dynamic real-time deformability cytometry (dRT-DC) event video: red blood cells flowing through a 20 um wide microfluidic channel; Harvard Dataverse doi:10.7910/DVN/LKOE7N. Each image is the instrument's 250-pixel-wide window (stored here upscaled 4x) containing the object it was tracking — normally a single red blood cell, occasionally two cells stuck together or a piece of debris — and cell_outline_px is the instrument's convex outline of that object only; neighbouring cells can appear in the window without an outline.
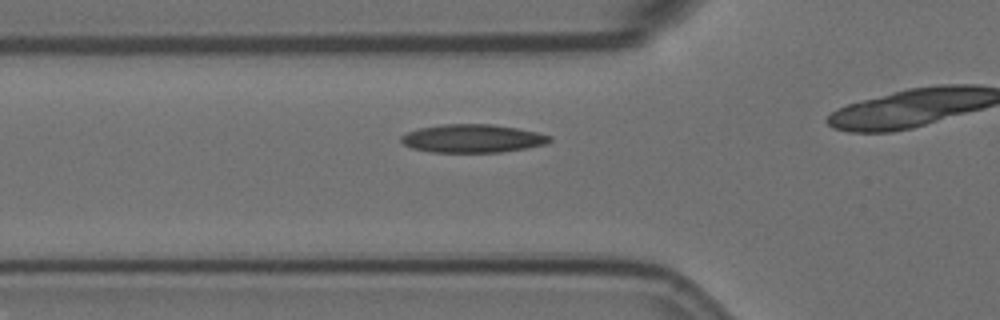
{"species": "Egyptian fruit bat (a non-hibernating species)", "species_latin": "Rousettus aegyptiacus", "temperature_condition": "room temperature", "stored_images_in_passage": 16, "camera_frame_rate_fps": 3000, "um_per_image_px": 0.085, "animal": {"sex": "female"}, "frame": {"image": 1, "passage_image": 7, "time_ms": 2.0, "image_size_px": [1000, 320], "cell_outline_px": [[552, 140], [548, 144], [500, 152], [432, 152], [412, 148], [404, 144], [400, 140], [400, 136], [408, 132], [420, 128], [444, 124], [492, 124], [516, 128], [536, 132], [552, 136]], "centroid_in_image_um": [40.18, 11.77], "position_along_channel_um": 85.6, "area_um2": 24.33}}
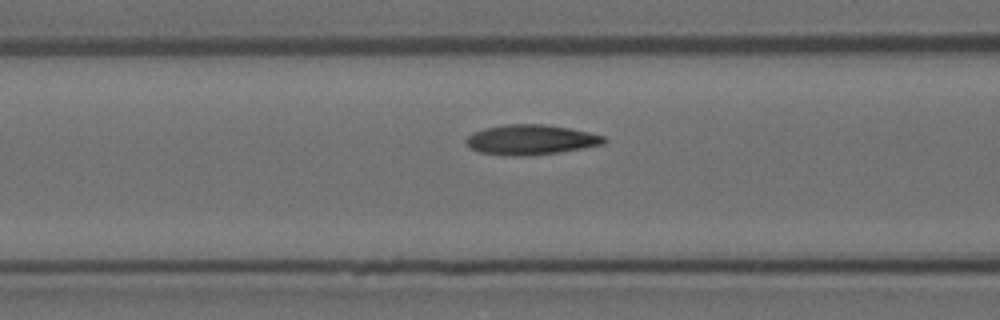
{"frame": {"image": 2, "passage_image": 10, "time_ms": 3.0, "image_size_px": [1000, 320], "cell_outline_px": [[608, 140], [604, 144], [584, 148], [560, 152], [520, 156], [512, 156], [480, 152], [472, 148], [464, 140], [472, 132], [484, 128], [504, 124], [544, 124], [568, 128], [588, 132], [604, 136]], "centroid_in_image_um": [45.13, 11.87], "position_along_channel_um": 121.5, "area_um2": 24.04}}
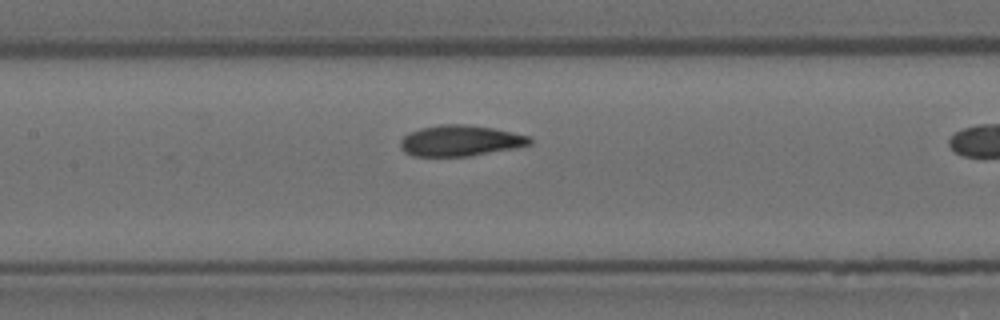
{"frame": {"image": 3, "passage_image": 14, "time_ms": 4.333, "image_size_px": [1000, 320], "cell_outline_px": [[532, 144], [516, 148], [468, 156], [412, 156], [404, 152], [400, 148], [400, 140], [408, 132], [420, 128], [440, 124], [468, 124], [492, 128], [528, 136], [532, 140]], "centroid_in_image_um": [39.08, 11.96], "position_along_channel_um": 168.3, "area_um2": 23.35}}